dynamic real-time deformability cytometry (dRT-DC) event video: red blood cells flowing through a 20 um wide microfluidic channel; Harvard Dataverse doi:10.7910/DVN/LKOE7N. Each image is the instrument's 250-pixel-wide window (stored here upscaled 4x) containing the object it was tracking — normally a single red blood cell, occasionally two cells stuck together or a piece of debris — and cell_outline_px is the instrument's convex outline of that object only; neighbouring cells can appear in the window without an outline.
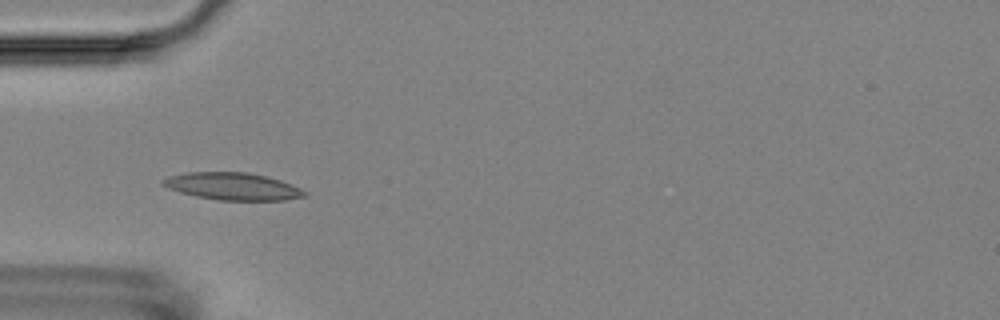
{"species": "Egyptian fruit bat (a non-hibernating species)", "species_latin": "Rousettus aegyptiacus", "temperature_condition": "room temperature", "stored_images_in_passage": 6, "camera_frame_rate_fps": 3000, "um_per_image_px": 0.085, "animal": {"sex": "female"}, "frame": {"image": 1, "passage_image": 5, "time_ms": 5.667, "image_size_px": [1000, 320], "cell_outline_px": [[308, 196], [284, 200], [220, 200], [196, 196], [180, 192], [168, 188], [160, 184], [160, 180], [168, 176], [188, 172], [248, 172], [280, 180], [292, 184], [308, 192]], "centroid_in_image_um": [19.77, 15.84], "position_along_channel_um": 65.2, "area_um2": 22.6}}